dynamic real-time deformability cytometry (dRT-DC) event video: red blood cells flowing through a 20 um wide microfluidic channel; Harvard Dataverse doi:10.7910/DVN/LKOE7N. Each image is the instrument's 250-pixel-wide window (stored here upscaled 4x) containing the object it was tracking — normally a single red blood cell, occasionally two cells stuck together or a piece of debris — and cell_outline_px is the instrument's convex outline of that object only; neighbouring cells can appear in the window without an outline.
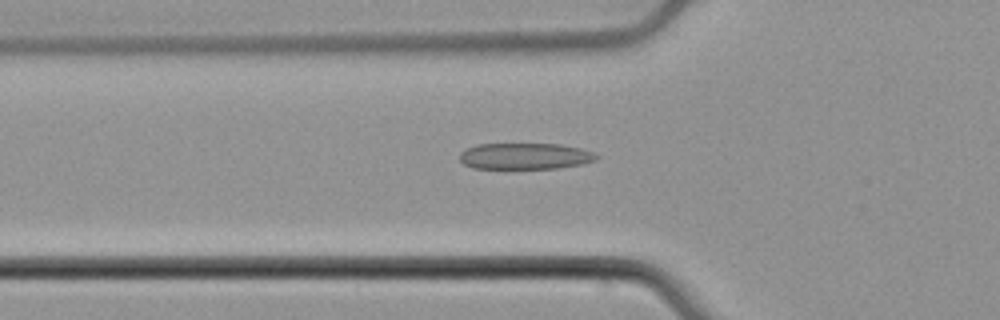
{"species": "common noctule bat (a hibernating species)", "species_latin": "Nyctalus noctula", "temperature_condition": "cold", "stored_images_in_passage": 47, "camera_frame_rate_fps": 3000, "um_per_image_px": 0.085, "animal": {"sex": "male", "body_mass_g": 21.5, "forearm_length_mm": 52.0}, "frame": {"image": 1, "passage_image": 12, "time_ms": 3.667, "image_size_px": [1000, 320], "cell_outline_px": [[600, 156], [596, 160], [584, 164], [560, 168], [472, 168], [464, 164], [460, 160], [460, 152], [476, 144], [560, 144], [580, 148], [596, 152]], "centroid_in_image_um": [44.68, 13.27], "position_along_channel_um": 81.1, "area_um2": 21.1}}
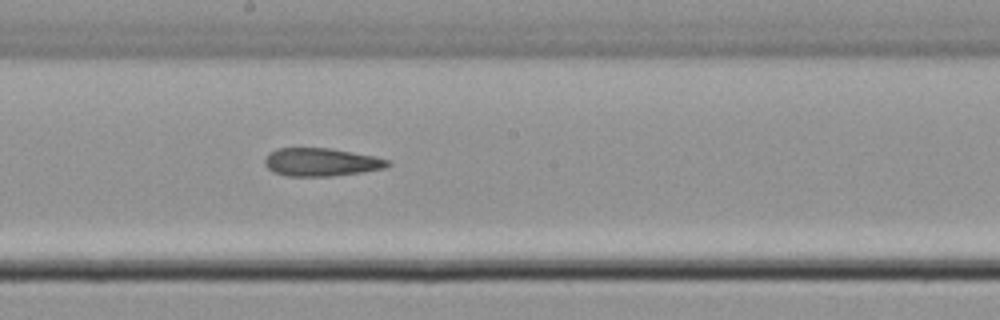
{"frame": {"image": 2, "passage_image": 23, "time_ms": 7.333, "image_size_px": [1000, 320], "cell_outline_px": [[392, 164], [384, 168], [364, 172], [332, 176], [288, 176], [272, 172], [264, 164], [264, 160], [268, 152], [276, 148], [328, 148], [352, 152], [392, 160]], "centroid_in_image_um": [27.29, 13.78], "position_along_channel_um": 220.9, "area_um2": 20.29}}
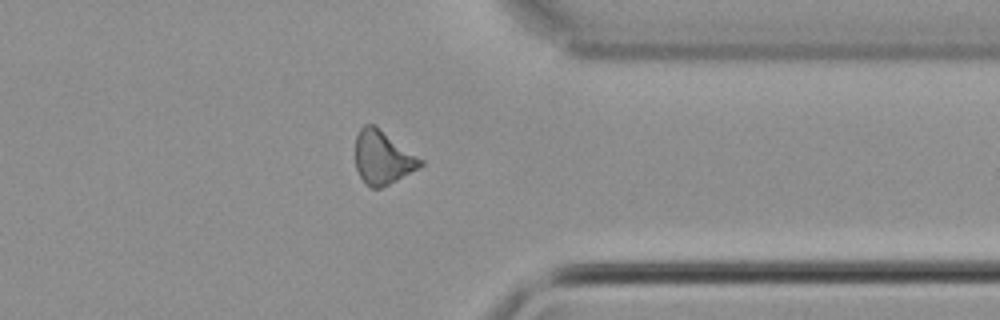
{"frame": {"image": 3, "passage_image": 36, "time_ms": 11.667, "image_size_px": [1000, 320], "cell_outline_px": [[424, 164], [420, 168], [380, 188], [372, 188], [360, 176], [356, 168], [356, 136], [360, 128], [364, 124], [372, 124], [424, 160]], "centroid_in_image_um": [32.54, 13.39], "position_along_channel_um": 378.9, "area_um2": 19.88}}